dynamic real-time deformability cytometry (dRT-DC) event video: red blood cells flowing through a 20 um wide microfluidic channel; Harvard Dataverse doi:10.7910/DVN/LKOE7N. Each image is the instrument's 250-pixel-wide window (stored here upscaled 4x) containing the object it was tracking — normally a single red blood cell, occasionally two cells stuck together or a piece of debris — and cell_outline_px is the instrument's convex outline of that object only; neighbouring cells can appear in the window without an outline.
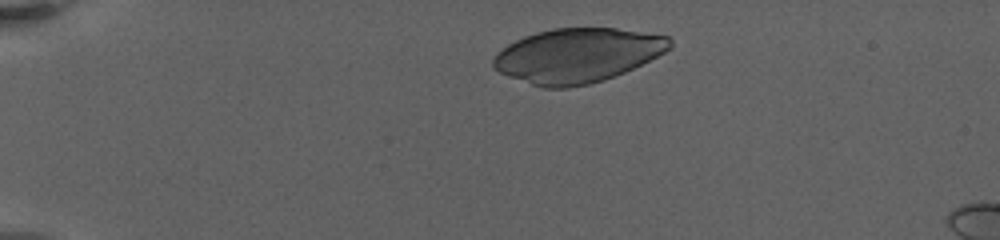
{"species": "human", "species_latin": "Homo sapiens", "temperature_condition": "warm", "stored_images_in_passage": 4, "camera_frame_rate_fps": 3000, "um_per_image_px": 0.085, "donor": {"sex": "female"}, "frame": {"image": 1, "passage_image": 2, "time_ms": 1.333, "image_size_px": [1000, 240], "cell_outline_px": [[672, 48], [624, 72], [604, 80], [588, 84], [568, 88], [544, 88], [508, 76], [492, 68], [492, 60], [496, 52], [508, 44], [524, 36], [536, 32], [552, 28], [616, 28], [668, 36], [672, 40]], "centroid_in_image_um": [49.04, 4.71], "position_along_channel_um": 36.0, "area_um2": 55.72}}